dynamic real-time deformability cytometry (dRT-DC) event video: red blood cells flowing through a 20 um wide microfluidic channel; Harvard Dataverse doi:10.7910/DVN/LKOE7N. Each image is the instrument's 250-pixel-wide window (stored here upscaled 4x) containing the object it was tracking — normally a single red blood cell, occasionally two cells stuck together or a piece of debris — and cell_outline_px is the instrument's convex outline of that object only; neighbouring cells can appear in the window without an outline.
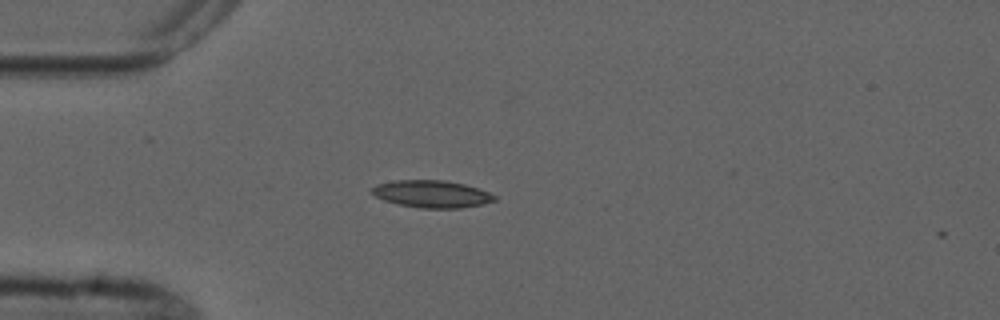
{"species": "common noctule bat (a hibernating species)", "species_latin": "Nyctalus noctula", "temperature_condition": "cold", "stored_images_in_passage": 1, "camera_frame_rate_fps": 3000, "um_per_image_px": 0.085, "animal": {"sex": "male", "forearm_length_mm": 52.5}, "frame": {"image": 1, "passage_image": 1, "time_ms": 0.0, "image_size_px": [1000, 320], "cell_outline_px": [[496, 200], [484, 204], [460, 208], [420, 208], [400, 204], [384, 200], [376, 196], [372, 192], [372, 188], [376, 184], [396, 180], [444, 180], [464, 184], [488, 192], [496, 196]], "centroid_in_image_um": [36.71, 16.49], "position_along_channel_um": 48.3, "area_um2": 19.31}}